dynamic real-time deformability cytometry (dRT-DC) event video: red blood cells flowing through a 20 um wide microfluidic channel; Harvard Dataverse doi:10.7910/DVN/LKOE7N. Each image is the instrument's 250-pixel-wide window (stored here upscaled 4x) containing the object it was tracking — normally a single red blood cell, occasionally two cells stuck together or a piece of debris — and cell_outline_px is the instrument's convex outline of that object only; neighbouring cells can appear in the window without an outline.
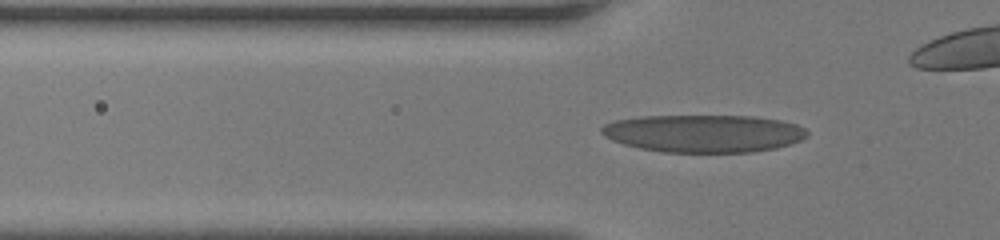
{"species": "human", "species_latin": "Homo sapiens", "temperature_condition": "room temperature", "stored_images_in_passage": 33, "camera_frame_rate_fps": 3000, "um_per_image_px": 0.085, "donor": {"sex": "female"}, "frame": {"image": 1, "passage_image": 5, "time_ms": 1.333, "image_size_px": [1000, 240], "cell_outline_px": [[808, 136], [800, 140], [776, 148], [752, 152], [660, 152], [640, 148], [624, 144], [612, 140], [604, 136], [600, 132], [600, 128], [604, 124], [616, 120], [644, 116], [752, 116], [780, 120], [796, 124], [804, 128], [808, 132]], "centroid_in_image_um": [59.8, 11.34], "position_along_channel_um": 66.0, "area_um2": 45.08}}
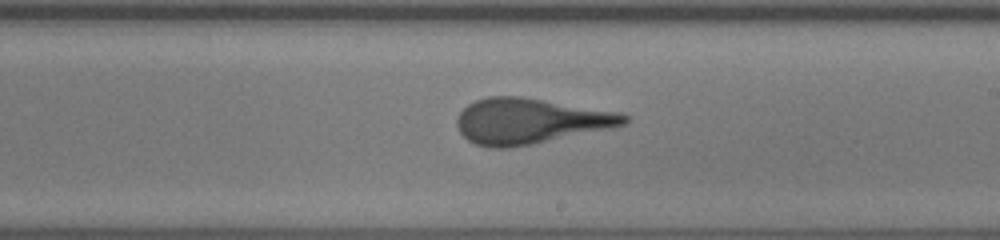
{"frame": {"image": 2, "passage_image": 18, "time_ms": 5.667, "image_size_px": [1000, 240], "cell_outline_px": [[628, 120], [624, 124], [608, 128], [532, 144], [508, 148], [488, 148], [476, 144], [468, 140], [460, 132], [456, 124], [456, 120], [460, 112], [468, 104], [476, 100], [488, 96], [520, 96], [620, 112], [628, 116]], "centroid_in_image_um": [45.0, 10.28], "position_along_channel_um": 244.0, "area_um2": 43.99}}
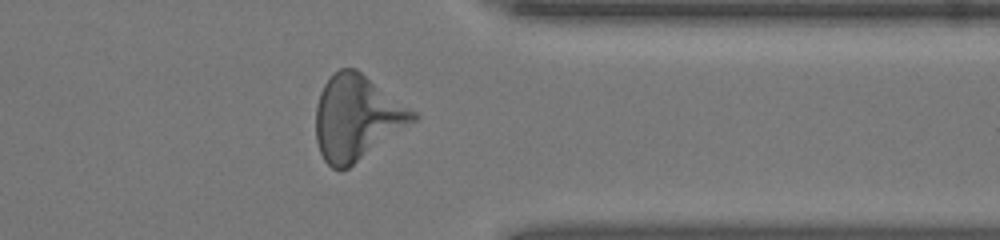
{"frame": {"image": 3, "passage_image": 28, "time_ms": 9.0, "image_size_px": [1000, 240], "cell_outline_px": [[420, 116], [416, 120], [348, 168], [340, 172], [332, 168], [324, 160], [320, 152], [316, 140], [316, 104], [320, 92], [324, 84], [340, 68], [356, 68], [416, 112]], "centroid_in_image_um": [30.3, 10.01], "position_along_channel_um": 381.1, "area_um2": 47.69}}